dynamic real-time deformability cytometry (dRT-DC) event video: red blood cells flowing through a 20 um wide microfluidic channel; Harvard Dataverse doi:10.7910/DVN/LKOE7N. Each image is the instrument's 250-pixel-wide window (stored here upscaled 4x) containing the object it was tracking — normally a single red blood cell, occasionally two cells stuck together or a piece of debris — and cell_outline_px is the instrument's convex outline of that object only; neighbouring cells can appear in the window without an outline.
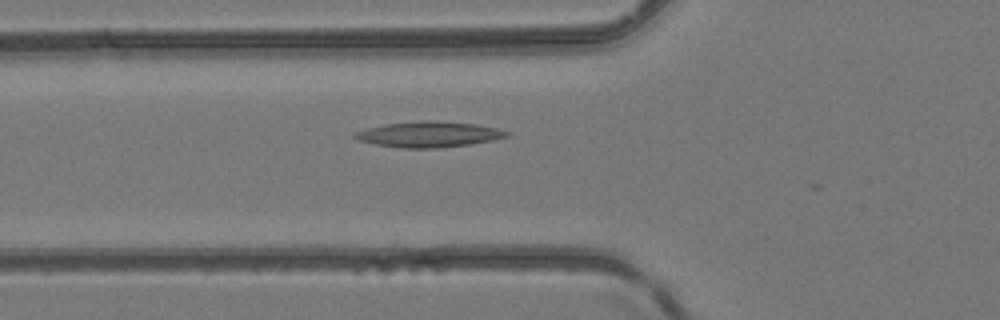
{"species": "common noctule bat (a hibernating species)", "species_latin": "Nyctalus noctula", "temperature_condition": "room temperature", "stored_images_in_passage": 8, "camera_frame_rate_fps": 3000, "um_per_image_px": 0.085, "animal": {"sex": "female", "body_mass_g": 24.6, "forearm_length_mm": 56.2}, "frame": {"image": 1, "passage_image": 2, "time_ms": 0.333, "image_size_px": [1000, 320], "cell_outline_px": [[508, 136], [492, 140], [468, 144], [440, 148], [400, 148], [376, 144], [360, 140], [352, 136], [356, 132], [368, 128], [384, 124], [420, 120], [424, 120], [472, 124], [496, 128], [508, 132]], "centroid_in_image_um": [36.41, 11.42], "position_along_channel_um": 89.4, "area_um2": 22.25}}
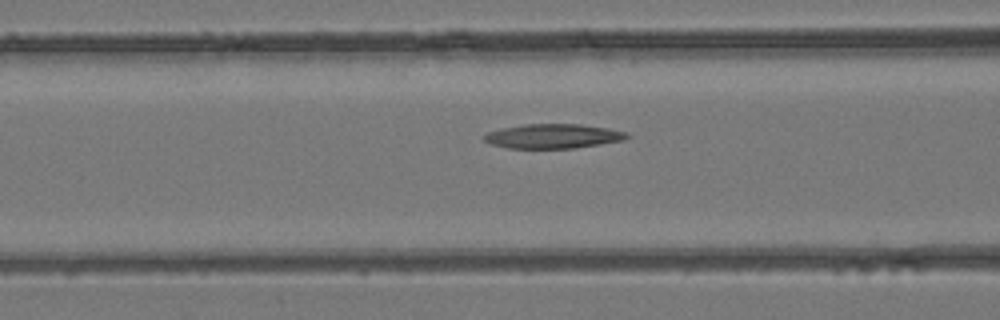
{"frame": {"image": 2, "passage_image": 4, "time_ms": 1.0, "image_size_px": [1000, 320], "cell_outline_px": [[632, 136], [624, 140], [600, 144], [572, 148], [508, 148], [492, 144], [484, 140], [480, 136], [488, 132], [500, 128], [524, 124], [580, 124], [608, 128], [628, 132]], "centroid_in_image_um": [47.01, 11.57], "position_along_channel_um": 119.6, "area_um2": 20.46}}
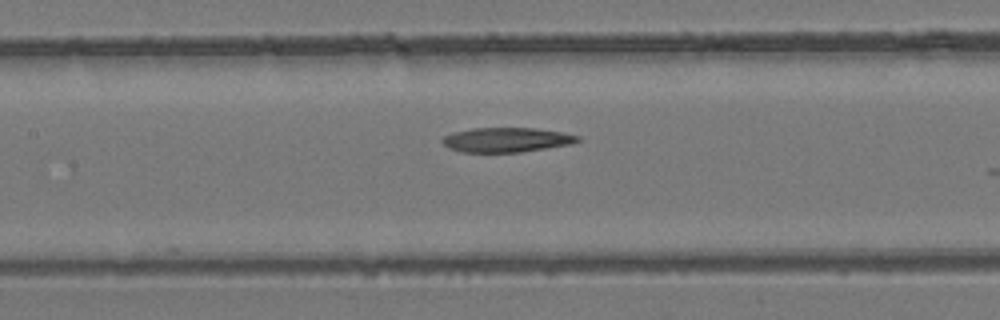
{"frame": {"image": 3, "passage_image": 7, "time_ms": 2.0, "image_size_px": [1000, 320], "cell_outline_px": [[580, 140], [572, 144], [520, 152], [460, 152], [448, 148], [440, 140], [444, 136], [456, 132], [472, 128], [536, 128], [560, 132], [580, 136]], "centroid_in_image_um": [43.04, 11.89], "position_along_channel_um": 164.4, "area_um2": 19.31}}